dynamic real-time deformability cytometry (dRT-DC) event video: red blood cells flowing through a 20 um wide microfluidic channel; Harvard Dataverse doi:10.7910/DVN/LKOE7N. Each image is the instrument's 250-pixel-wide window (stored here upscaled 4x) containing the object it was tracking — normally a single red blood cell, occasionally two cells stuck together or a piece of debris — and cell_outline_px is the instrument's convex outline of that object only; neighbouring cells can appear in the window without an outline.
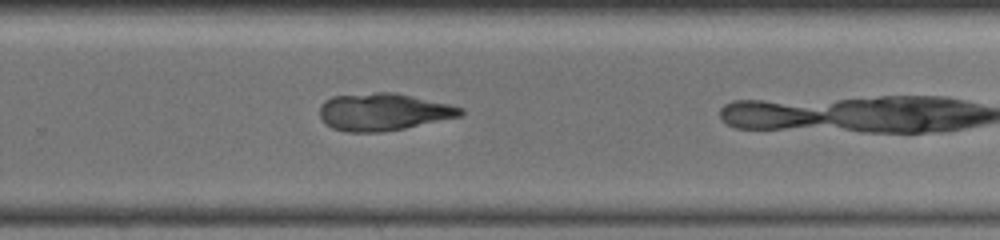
{"species": "common noctule bat (a hibernating species)", "species_latin": "Nyctalus noctula", "temperature_condition": "warm", "stored_images_in_passage": 20, "camera_frame_rate_fps": 3000, "um_per_image_px": 0.085, "animal": {"sex": "female", "body_mass_g": 19.5, "forearm_length_mm": 54.1}, "frame": {"image": 1, "passage_image": 19, "time_ms": 6.0, "image_size_px": [1000, 240], "cell_outline_px": [[464, 112], [460, 116], [404, 128], [380, 132], [344, 132], [332, 128], [324, 124], [320, 116], [320, 104], [324, 100], [332, 96], [376, 92], [396, 92], [452, 104], [464, 108]], "centroid_in_image_um": [32.56, 9.5], "position_along_channel_um": 297.2, "area_um2": 30.92}}